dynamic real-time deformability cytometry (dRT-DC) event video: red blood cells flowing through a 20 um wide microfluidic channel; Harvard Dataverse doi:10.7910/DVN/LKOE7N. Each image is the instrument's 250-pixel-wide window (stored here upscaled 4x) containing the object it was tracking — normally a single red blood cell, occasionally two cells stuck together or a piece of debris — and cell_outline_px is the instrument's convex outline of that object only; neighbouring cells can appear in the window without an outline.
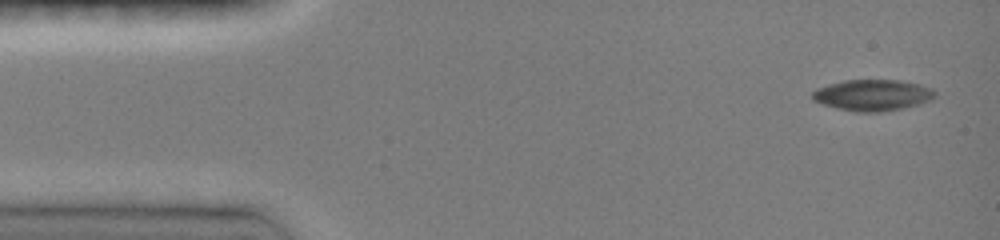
{"species": "common noctule bat (a hibernating species)", "species_latin": "Nyctalus noctula", "temperature_condition": "room temperature", "stored_images_in_passage": 46, "segment_of_instrument_passage": [1, 2], "camera_frame_rate_fps": 3000, "um_per_image_px": 0.085, "animal": {"sex": "female", "body_mass_g": 19.0, "forearm_length_mm": 51.5}, "frame": {"image": 1, "passage_image": 1, "time_ms": 0.0, "image_size_px": [1000, 240], "cell_outline_px": [[936, 96], [932, 100], [920, 104], [880, 112], [856, 112], [836, 108], [812, 100], [812, 92], [816, 88], [828, 84], [844, 80], [900, 80], [920, 84], [932, 88], [936, 92]], "centroid_in_image_um": [74.18, 8.08], "position_along_channel_um": 10.8, "area_um2": 22.43}}
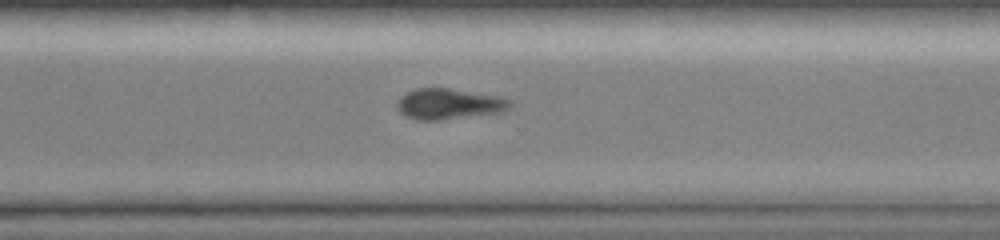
{"frame": {"image": 2, "passage_image": 35, "time_ms": 10.667, "image_size_px": [1000, 240], "cell_outline_px": [[516, 104], [512, 108], [504, 112], [440, 120], [416, 120], [404, 116], [396, 108], [396, 104], [400, 96], [416, 88], [448, 88], [500, 96], [512, 100]], "centroid_in_image_um": [38.22, 8.84], "position_along_channel_um": 332.4, "area_um2": 20.69}}
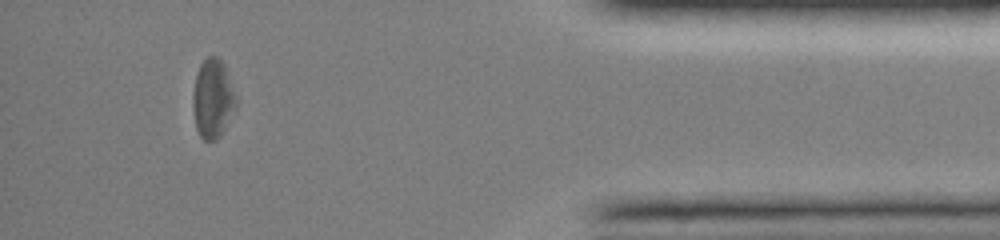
{"frame": {"image": 3, "passage_image": 43, "time_ms": 13.667, "image_size_px": [1000, 240], "cell_outline_px": [[236, 104], [220, 136], [216, 140], [204, 140], [200, 136], [196, 128], [192, 108], [192, 96], [196, 76], [200, 64], [208, 56], [216, 56], [224, 64], [236, 96]], "centroid_in_image_um": [18.05, 8.38], "position_along_channel_um": 417.1, "area_um2": 19.59}}